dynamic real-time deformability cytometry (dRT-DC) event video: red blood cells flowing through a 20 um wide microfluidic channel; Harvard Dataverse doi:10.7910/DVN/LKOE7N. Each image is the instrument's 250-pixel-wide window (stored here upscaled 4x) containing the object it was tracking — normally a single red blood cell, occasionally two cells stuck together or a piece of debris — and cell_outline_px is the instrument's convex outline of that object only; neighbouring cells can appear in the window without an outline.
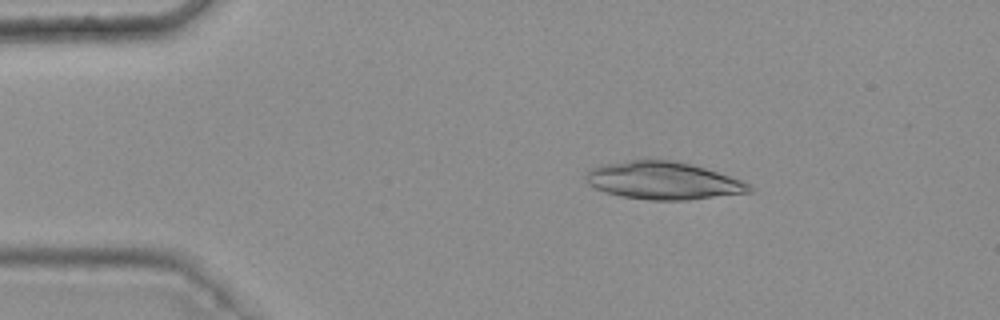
{"species": "common noctule bat (a hibernating species)", "species_latin": "Nyctalus noctula", "temperature_condition": "warm", "stored_images_in_passage": 46, "camera_frame_rate_fps": 3000, "um_per_image_px": 0.085, "animal": {"sex": "female", "body_mass_g": 25.1}, "frame": {"image": 1, "passage_image": 9, "time_ms": 2.667, "image_size_px": [1000, 320], "cell_outline_px": [[752, 192], [688, 200], [652, 200], [620, 196], [604, 192], [588, 184], [584, 176], [588, 168], [604, 164], [628, 160], [676, 160], [692, 164], [740, 180], [748, 184], [752, 188]], "centroid_in_image_um": [56.31, 15.35], "position_along_channel_um": 28.7, "area_um2": 35.78}}